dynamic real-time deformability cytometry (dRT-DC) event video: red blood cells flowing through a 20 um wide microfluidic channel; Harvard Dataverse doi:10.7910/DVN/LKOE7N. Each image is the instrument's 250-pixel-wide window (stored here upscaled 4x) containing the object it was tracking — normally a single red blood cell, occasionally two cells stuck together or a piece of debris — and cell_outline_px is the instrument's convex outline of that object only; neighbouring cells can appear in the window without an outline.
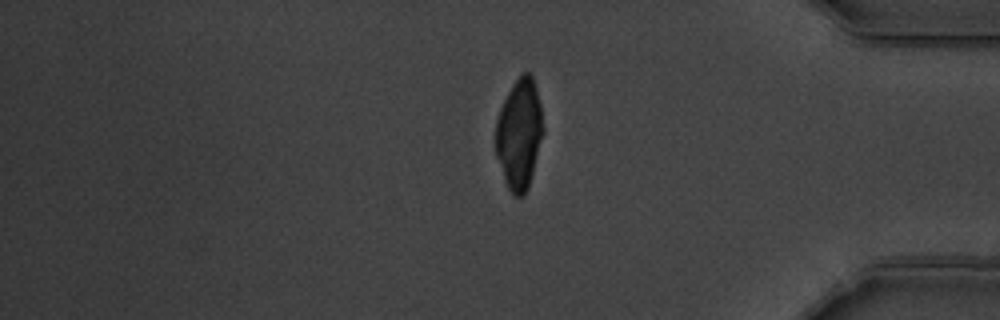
{"species": "common noctule bat (a hibernating species)", "species_latin": "Nyctalus noctula", "temperature_condition": "warm", "stored_images_in_passage": 42, "camera_frame_rate_fps": 3000, "um_per_image_px": 0.085, "animal": {"sex": "male", "body_mass_g": 19.5, "forearm_length_mm": 54.6}, "frame": {"image": 1, "passage_image": 33, "time_ms": 10.667, "image_size_px": [1000, 320], "cell_outline_px": [[544, 132], [528, 188], [524, 196], [512, 196], [508, 188], [496, 156], [496, 120], [500, 108], [512, 84], [524, 72], [528, 72], [532, 76], [536, 88], [540, 104], [544, 128]], "centroid_in_image_um": [44.14, 11.4], "position_along_channel_um": 391.1, "area_um2": 30.4}}
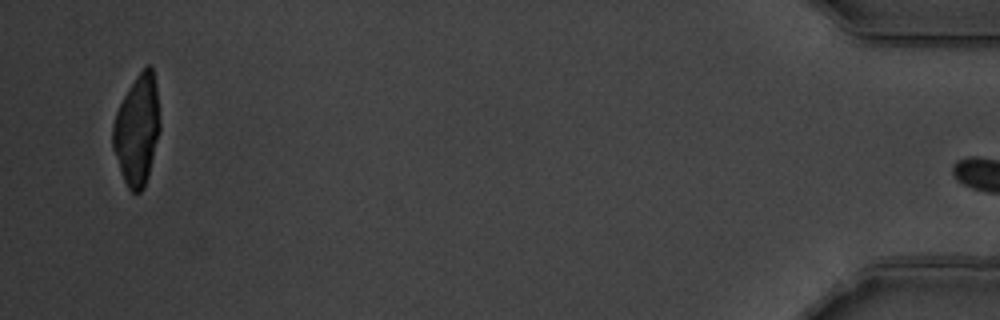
{"frame": {"image": 2, "passage_image": 41, "time_ms": 13.333, "image_size_px": [1000, 320], "cell_outline_px": [[160, 132], [148, 176], [144, 188], [140, 192], [132, 192], [128, 188], [124, 180], [112, 148], [112, 124], [116, 112], [128, 88], [144, 64], [152, 64], [156, 84], [160, 120]], "centroid_in_image_um": [11.66, 11.0], "position_along_channel_um": 423.5, "area_um2": 30.58}}